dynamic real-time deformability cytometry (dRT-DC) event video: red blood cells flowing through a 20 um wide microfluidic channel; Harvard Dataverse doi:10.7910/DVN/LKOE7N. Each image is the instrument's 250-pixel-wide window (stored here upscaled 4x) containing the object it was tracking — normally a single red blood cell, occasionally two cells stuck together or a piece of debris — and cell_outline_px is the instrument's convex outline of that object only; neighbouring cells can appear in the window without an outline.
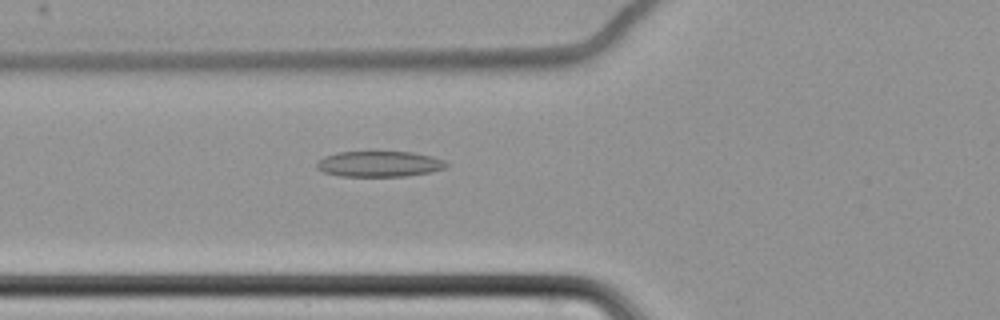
{"species": "common noctule bat (a hibernating species)", "species_latin": "Nyctalus noctula", "temperature_condition": "cold", "stored_images_in_passage": 62, "camera_frame_rate_fps": 3000, "um_per_image_px": 0.085, "animal": {"sex": "female", "body_mass_g": 22.7, "forearm_length_mm": 54.2}, "frame": {"image": 1, "passage_image": 25, "time_ms": 8.0, "image_size_px": [1000, 320], "cell_outline_px": [[448, 164], [444, 168], [432, 172], [404, 176], [340, 176], [324, 172], [316, 168], [316, 164], [324, 156], [336, 152], [372, 148], [376, 148], [412, 152], [432, 156], [444, 160]], "centroid_in_image_um": [32.21, 13.87], "position_along_channel_um": 93.6, "area_um2": 20.52}}
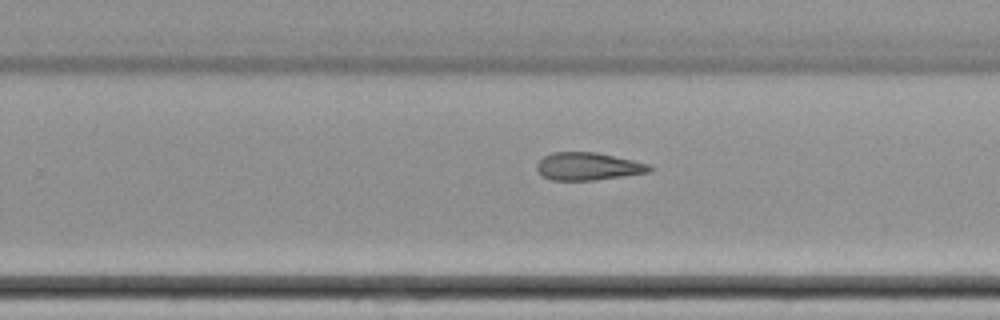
{"frame": {"image": 2, "passage_image": 41, "time_ms": 13.333, "image_size_px": [1000, 320], "cell_outline_px": [[652, 168], [648, 172], [596, 180], [552, 180], [544, 176], [536, 168], [536, 164], [544, 156], [552, 152], [596, 152], [652, 164]], "centroid_in_image_um": [50.0, 14.13], "position_along_channel_um": 279.8, "area_um2": 18.09}}
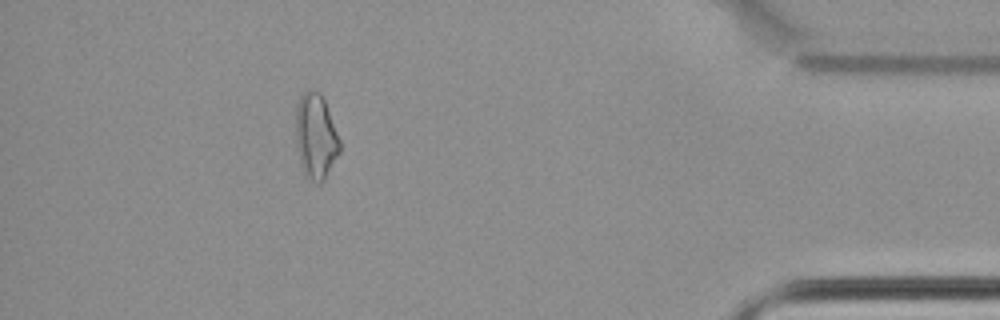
{"frame": {"image": 3, "passage_image": 56, "time_ms": 18.333, "image_size_px": [1000, 320], "cell_outline_px": [[340, 152], [324, 180], [320, 184], [316, 184], [304, 172], [296, 148], [296, 104], [300, 96], [308, 88], [316, 88], [320, 92], [324, 100], [340, 140]], "centroid_in_image_um": [26.83, 11.55], "position_along_channel_um": 408.4, "area_um2": 21.91}}